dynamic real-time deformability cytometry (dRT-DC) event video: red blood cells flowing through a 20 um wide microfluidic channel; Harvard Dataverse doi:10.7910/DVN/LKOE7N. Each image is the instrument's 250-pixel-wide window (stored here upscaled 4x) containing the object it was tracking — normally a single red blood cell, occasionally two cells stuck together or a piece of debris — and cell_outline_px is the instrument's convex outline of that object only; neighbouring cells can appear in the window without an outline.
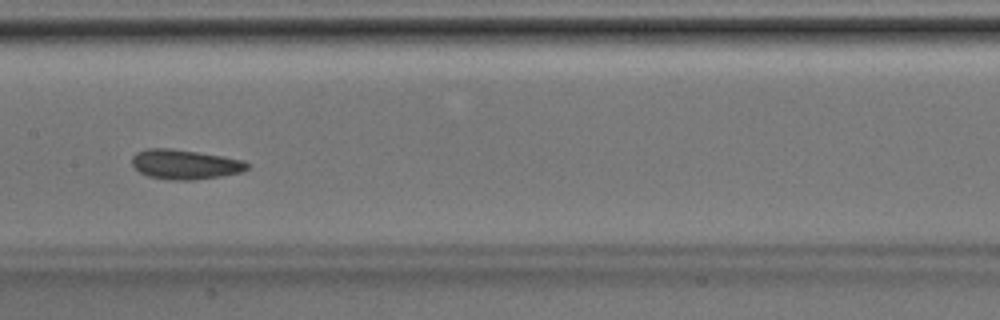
{"species": "Egyptian fruit bat (a non-hibernating species)", "species_latin": "Rousettus aegyptiacus", "temperature_condition": "room temperature", "stored_images_in_passage": 38, "camera_frame_rate_fps": 3000, "um_per_image_px": 0.085, "animal": {"sex": "male"}, "frame": {"image": 1, "passage_image": 17, "time_ms": 5.333, "image_size_px": [1000, 320], "cell_outline_px": [[248, 168], [240, 172], [220, 176], [192, 180], [172, 180], [148, 176], [140, 172], [132, 164], [132, 156], [136, 152], [144, 148], [172, 148], [224, 156], [244, 160], [248, 164]], "centroid_in_image_um": [15.7, 13.96], "position_along_channel_um": 191.7, "area_um2": 19.94}}
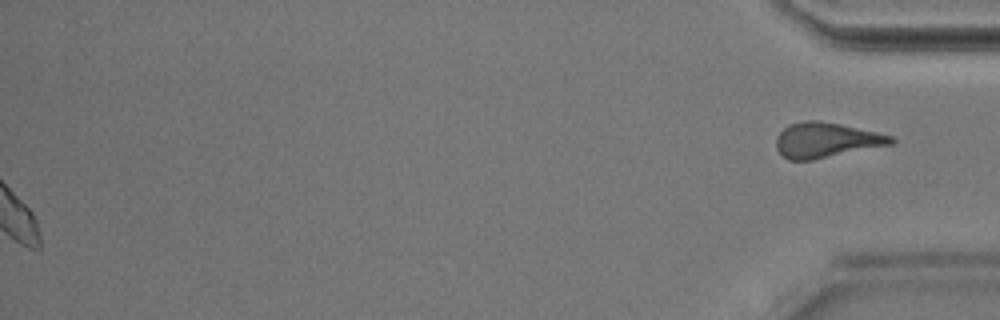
{"frame": {"image": 2, "passage_image": 38, "time_ms": 12.333, "image_size_px": [1000, 320], "cell_outline_px": [[896, 140], [892, 144], [812, 160], [788, 160], [776, 148], [776, 136], [788, 124], [808, 120], [820, 120], [840, 124], [896, 136]], "centroid_in_image_um": [70.24, 11.9], "position_along_channel_um": 365.0, "area_um2": 23.52}}